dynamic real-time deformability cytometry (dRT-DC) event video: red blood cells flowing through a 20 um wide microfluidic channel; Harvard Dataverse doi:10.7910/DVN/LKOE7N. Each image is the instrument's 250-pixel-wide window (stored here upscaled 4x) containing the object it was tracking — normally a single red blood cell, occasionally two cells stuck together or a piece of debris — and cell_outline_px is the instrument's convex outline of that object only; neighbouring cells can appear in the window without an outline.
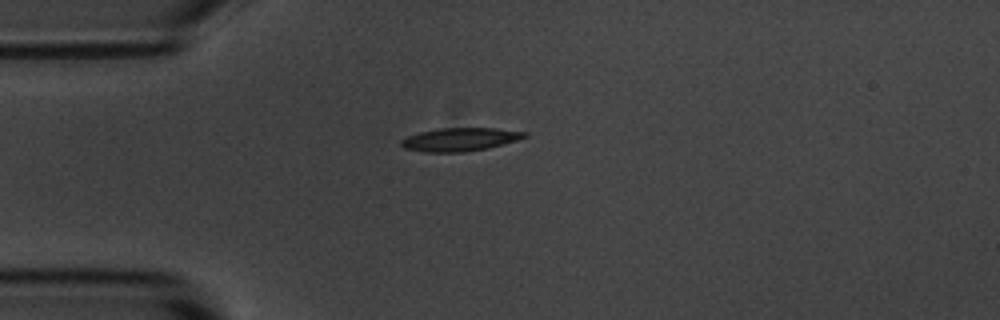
{"species": "common noctule bat (a hibernating species)", "species_latin": "Nyctalus noctula", "temperature_condition": "room temperature", "stored_images_in_passage": 1, "camera_frame_rate_fps": 3000, "um_per_image_px": 0.085, "animal": {"sex": "male", "body_mass_g": 20.1, "forearm_length_mm": 53.5}, "frame": {"image": 1, "passage_image": 1, "time_ms": 0.0, "image_size_px": [1000, 320], "cell_outline_px": [[528, 136], [516, 140], [488, 148], [464, 152], [424, 152], [404, 148], [400, 144], [400, 140], [408, 136], [420, 132], [440, 128], [496, 128], [528, 132]], "centroid_in_image_um": [39.09, 11.85], "position_along_channel_um": 45.9, "area_um2": 16.7}}